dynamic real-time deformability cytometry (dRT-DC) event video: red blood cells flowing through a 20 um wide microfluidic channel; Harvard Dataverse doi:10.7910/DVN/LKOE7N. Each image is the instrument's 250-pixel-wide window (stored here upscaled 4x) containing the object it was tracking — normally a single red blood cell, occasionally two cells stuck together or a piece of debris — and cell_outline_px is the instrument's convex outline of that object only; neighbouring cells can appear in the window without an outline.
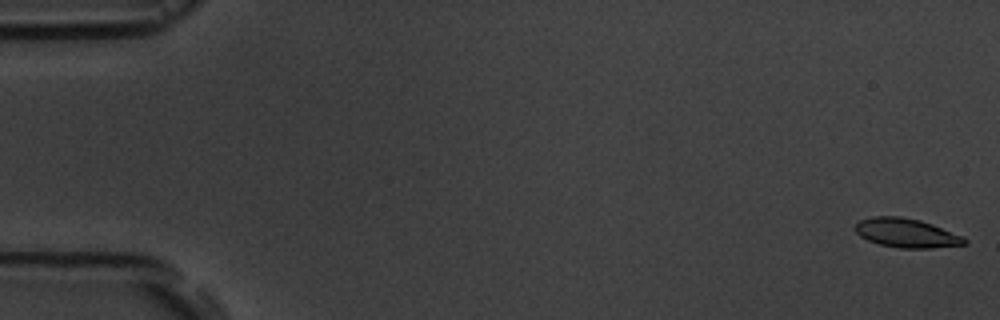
{"species": "common noctule bat (a hibernating species)", "species_latin": "Nyctalus noctula", "temperature_condition": "room temperature", "stored_images_in_passage": 6, "camera_frame_rate_fps": 3000, "um_per_image_px": 0.085, "animal": {"sex": "male", "body_mass_g": 19.5, "forearm_length_mm": 54.6}, "frame": {"image": 1, "passage_image": 1, "time_ms": 0.0, "image_size_px": [1000, 320], "cell_outline_px": [[968, 244], [932, 248], [900, 248], [880, 244], [868, 240], [860, 236], [856, 232], [856, 224], [860, 220], [872, 216], [900, 216], [920, 220], [932, 224], [964, 236], [968, 240]], "centroid_in_image_um": [77.09, 19.8], "position_along_channel_um": 7.9, "area_um2": 18.55}}